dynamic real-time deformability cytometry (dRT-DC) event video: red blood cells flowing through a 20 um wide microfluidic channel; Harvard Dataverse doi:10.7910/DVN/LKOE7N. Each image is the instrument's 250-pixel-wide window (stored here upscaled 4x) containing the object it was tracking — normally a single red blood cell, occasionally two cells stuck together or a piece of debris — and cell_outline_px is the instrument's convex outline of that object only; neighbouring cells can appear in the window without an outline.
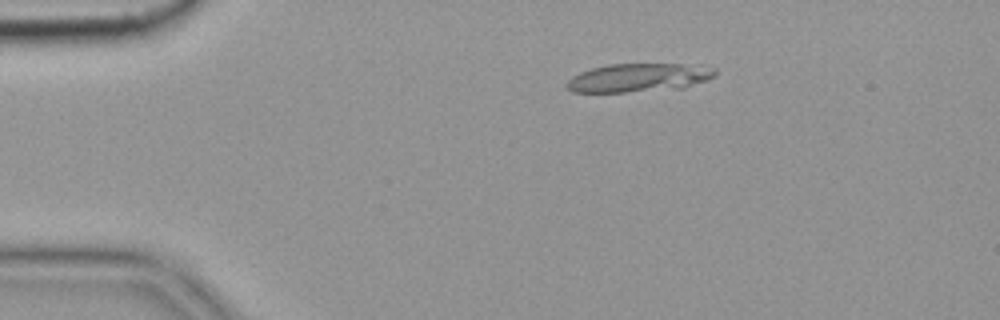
{"species": "common noctule bat (a hibernating species)", "species_latin": "Nyctalus noctula", "temperature_condition": "cold", "stored_images_in_passage": 7, "camera_frame_rate_fps": 3000, "um_per_image_px": 0.085, "animal": {"sex": "female", "body_mass_g": 19.9}, "frame": {"image": 1, "passage_image": 4, "time_ms": 1.0, "image_size_px": [1000, 320], "cell_outline_px": [[716, 76], [684, 88], [624, 92], [572, 92], [564, 84], [572, 76], [580, 72], [592, 68], [608, 64], [680, 64], [716, 68]], "centroid_in_image_um": [54.26, 6.6], "position_along_channel_um": 30.7, "area_um2": 24.57}}